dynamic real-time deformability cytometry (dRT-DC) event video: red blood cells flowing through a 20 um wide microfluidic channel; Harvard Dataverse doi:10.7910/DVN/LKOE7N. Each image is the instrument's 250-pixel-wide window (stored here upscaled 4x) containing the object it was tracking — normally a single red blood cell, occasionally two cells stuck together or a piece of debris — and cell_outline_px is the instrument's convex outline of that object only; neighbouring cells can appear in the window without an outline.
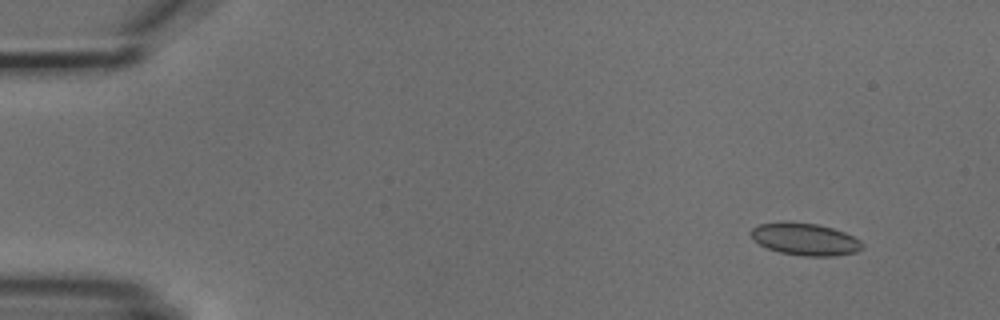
{"species": "common noctule bat (a hibernating species)", "species_latin": "Nyctalus noctula", "temperature_condition": "cold", "stored_images_in_passage": 5, "camera_frame_rate_fps": 3000, "um_per_image_px": 0.085, "animal": {"sex": "male", "body_mass_g": 18.8}, "frame": {"image": 1, "passage_image": 2, "time_ms": 1.333, "image_size_px": [1000, 320], "cell_outline_px": [[864, 248], [856, 252], [836, 256], [804, 256], [780, 252], [768, 248], [752, 240], [748, 232], [752, 228], [760, 224], [780, 220], [788, 220], [816, 224], [832, 228], [844, 232], [860, 240], [864, 244]], "centroid_in_image_um": [68.39, 20.31], "position_along_channel_um": 16.6, "area_um2": 21.33}}
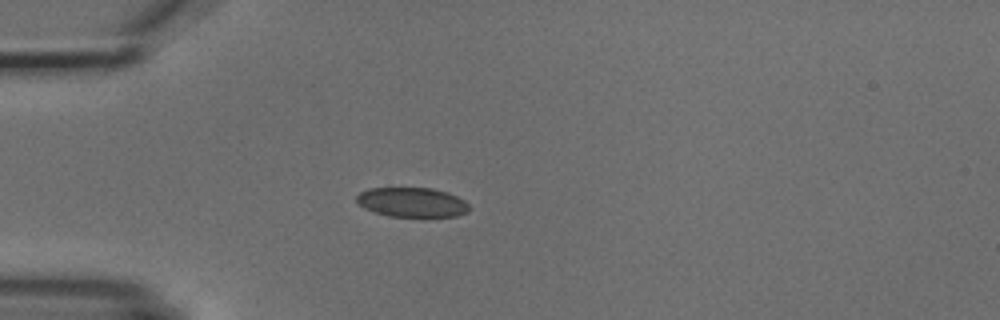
{"frame": {"image": 2, "passage_image": 5, "time_ms": 4.667, "image_size_px": [1000, 320], "cell_outline_px": [[468, 212], [456, 216], [388, 216], [364, 208], [356, 204], [356, 196], [360, 192], [368, 188], [432, 188], [448, 192], [464, 200], [468, 204]], "centroid_in_image_um": [34.99, 17.18], "position_along_channel_um": 50.0, "area_um2": 19.36}}